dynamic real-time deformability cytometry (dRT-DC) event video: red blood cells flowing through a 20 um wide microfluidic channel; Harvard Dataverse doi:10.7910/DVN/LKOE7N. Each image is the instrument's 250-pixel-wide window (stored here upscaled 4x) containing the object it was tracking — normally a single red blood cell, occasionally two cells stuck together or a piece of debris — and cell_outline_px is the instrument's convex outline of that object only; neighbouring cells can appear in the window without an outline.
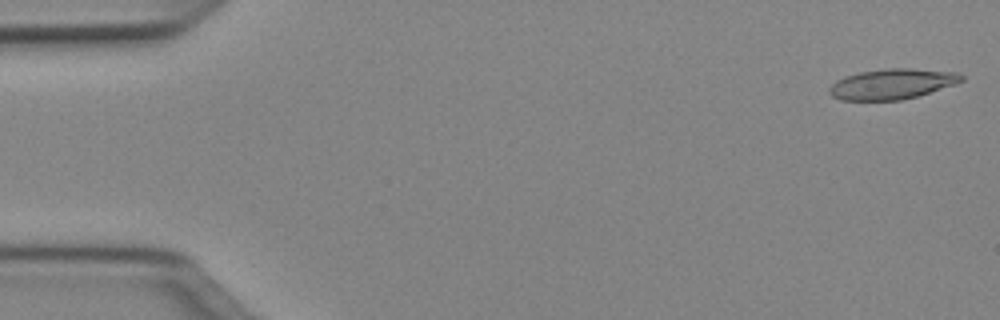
{"species": "Egyptian fruit bat (a non-hibernating species)", "species_latin": "Rousettus aegyptiacus", "temperature_condition": "cold", "stored_images_in_passage": 49, "camera_frame_rate_fps": 3000, "um_per_image_px": 0.085, "animal": {"sex": "female"}, "frame": {"image": 1, "passage_image": 1, "time_ms": 0.0, "image_size_px": [1000, 320], "cell_outline_px": [[964, 80], [956, 84], [916, 96], [900, 100], [840, 100], [832, 96], [828, 92], [828, 88], [836, 80], [844, 76], [860, 72], [884, 68], [912, 68], [960, 72], [964, 76]], "centroid_in_image_um": [75.83, 7.12], "position_along_channel_um": 9.2, "area_um2": 23.58}}
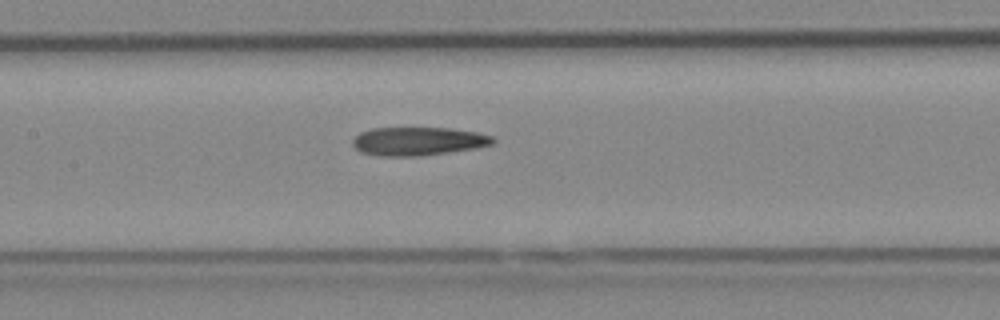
{"frame": {"image": 2, "passage_image": 23, "time_ms": 7.333, "image_size_px": [1000, 320], "cell_outline_px": [[496, 140], [492, 144], [472, 148], [448, 152], [420, 156], [380, 156], [360, 152], [352, 144], [352, 140], [360, 132], [372, 128], [448, 128], [476, 132], [492, 136]], "centroid_in_image_um": [35.5, 12.0], "position_along_channel_um": 171.9, "area_um2": 23.06}}
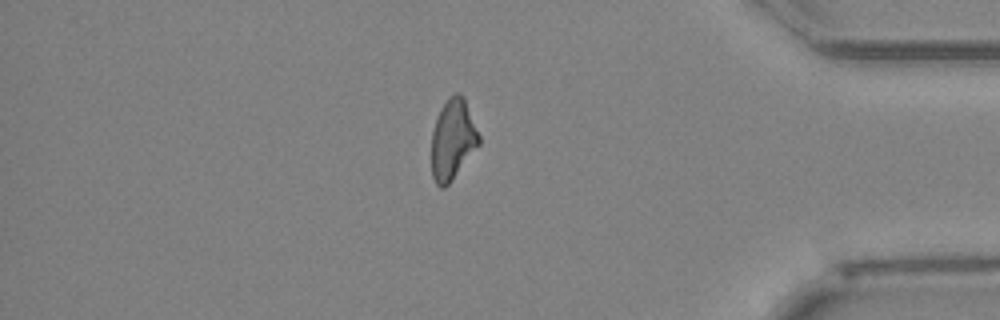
{"frame": {"image": 3, "passage_image": 42, "time_ms": 13.667, "image_size_px": [1000, 320], "cell_outline_px": [[480, 144], [452, 180], [444, 188], [440, 188], [436, 184], [432, 176], [432, 132], [440, 108], [448, 96], [456, 92], [464, 96], [480, 136]], "centroid_in_image_um": [38.49, 11.84], "position_along_channel_um": 396.7, "area_um2": 22.31}, "authors_computed_cell_mechanics": {"area_um2": 23.409, "velocity_mm_per_s": 4.0386, "shape_relaxation_time_tau1_ms": null, "shape_relaxation_time_tau2_ms": 7.7447, "deformation_change_tau1": null, "deformation_change_tau2": 0.2157}}